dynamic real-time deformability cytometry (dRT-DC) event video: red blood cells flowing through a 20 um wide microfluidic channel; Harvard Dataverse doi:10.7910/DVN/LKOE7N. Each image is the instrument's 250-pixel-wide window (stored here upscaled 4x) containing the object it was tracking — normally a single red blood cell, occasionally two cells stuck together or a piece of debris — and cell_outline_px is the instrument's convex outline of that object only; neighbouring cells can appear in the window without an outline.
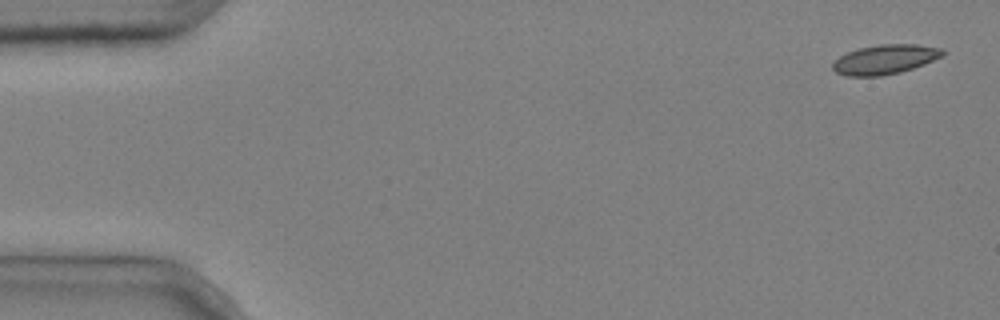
{"species": "common noctule bat (a hibernating species)", "species_latin": "Nyctalus noctula", "temperature_condition": "cold", "stored_images_in_passage": 5, "camera_frame_rate_fps": 3000, "um_per_image_px": 0.085, "animal": {"sex": "male", "body_mass_g": 20.4}, "frame": {"image": 1, "passage_image": 1, "time_ms": 0.0, "image_size_px": [1000, 320], "cell_outline_px": [[944, 56], [924, 64], [900, 72], [880, 76], [848, 76], [836, 72], [832, 68], [832, 64], [840, 56], [848, 52], [860, 48], [880, 44], [916, 44], [940, 48], [944, 52]], "centroid_in_image_um": [75.23, 5.05], "position_along_channel_um": 9.8, "area_um2": 18.73}}
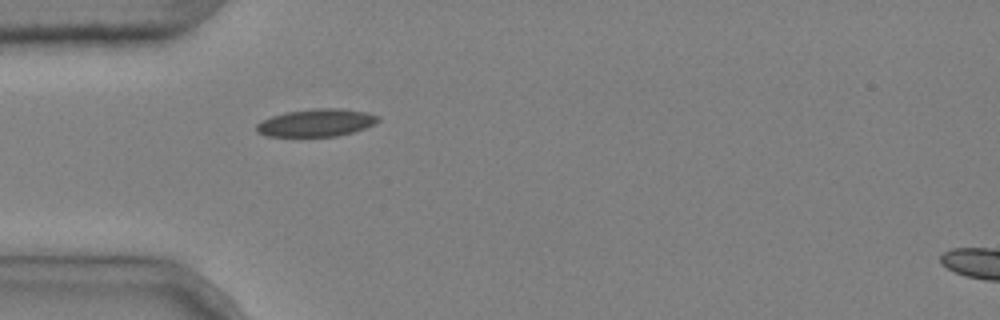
{"frame": {"image": 2, "passage_image": 5, "time_ms": 1.333, "image_size_px": [1000, 320], "cell_outline_px": [[380, 120], [376, 124], [352, 132], [336, 136], [264, 136], [256, 132], [256, 124], [260, 120], [284, 112], [312, 108], [340, 108], [368, 112], [380, 116]], "centroid_in_image_um": [26.88, 10.42], "position_along_channel_um": 58.1, "area_um2": 19.83}}